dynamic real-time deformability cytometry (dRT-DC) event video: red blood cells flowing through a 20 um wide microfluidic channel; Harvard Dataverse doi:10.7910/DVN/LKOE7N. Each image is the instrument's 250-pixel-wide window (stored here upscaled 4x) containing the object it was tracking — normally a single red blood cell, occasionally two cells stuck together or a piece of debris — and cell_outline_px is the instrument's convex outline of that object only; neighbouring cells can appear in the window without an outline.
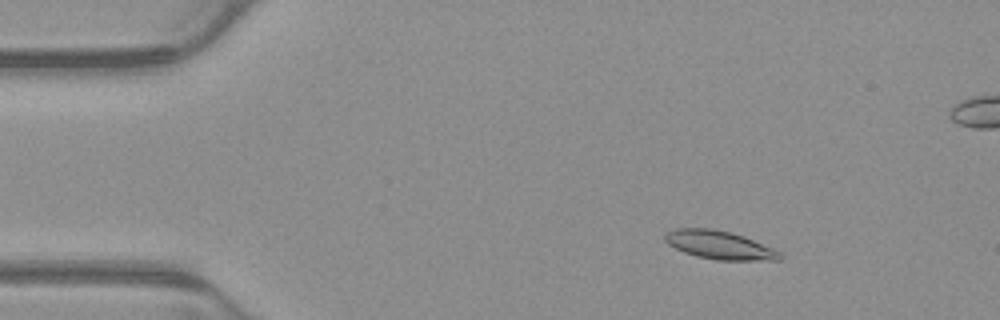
{"species": "common noctule bat (a hibernating species)", "species_latin": "Nyctalus noctula", "temperature_condition": "warm", "stored_images_in_passage": 47, "camera_frame_rate_fps": 3000, "um_per_image_px": 0.085, "animal": {"sex": "male", "body_mass_g": 23.1, "forearm_length_mm": 52.7}, "frame": {"image": 1, "passage_image": 1, "time_ms": 0.0, "image_size_px": [1000, 320], "cell_outline_px": [[784, 256], [780, 260], [716, 260], [696, 256], [684, 252], [668, 244], [664, 240], [664, 236], [668, 232], [676, 228], [712, 228], [732, 232], [744, 236], [772, 248], [780, 252]], "centroid_in_image_um": [61.16, 20.82], "position_along_channel_um": 23.8, "area_um2": 19.02}}
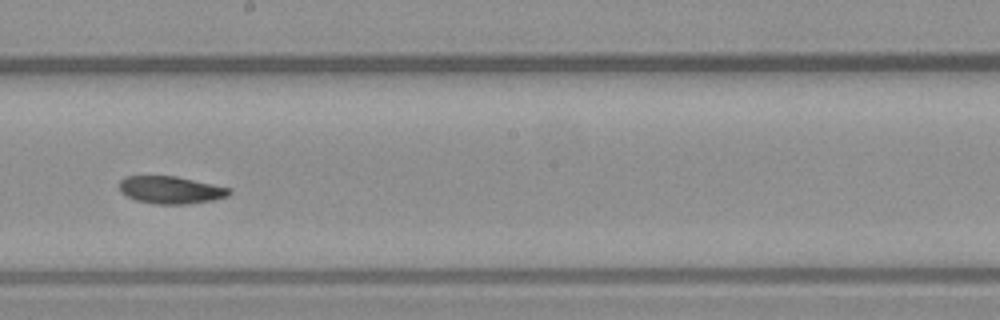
{"frame": {"image": 2, "passage_image": 23, "time_ms": 7.333, "image_size_px": [1000, 320], "cell_outline_px": [[232, 192], [228, 196], [212, 200], [188, 204], [156, 204], [136, 200], [120, 192], [120, 180], [124, 176], [176, 176], [232, 188]], "centroid_in_image_um": [14.53, 16.14], "position_along_channel_um": 233.7, "area_um2": 17.63}}
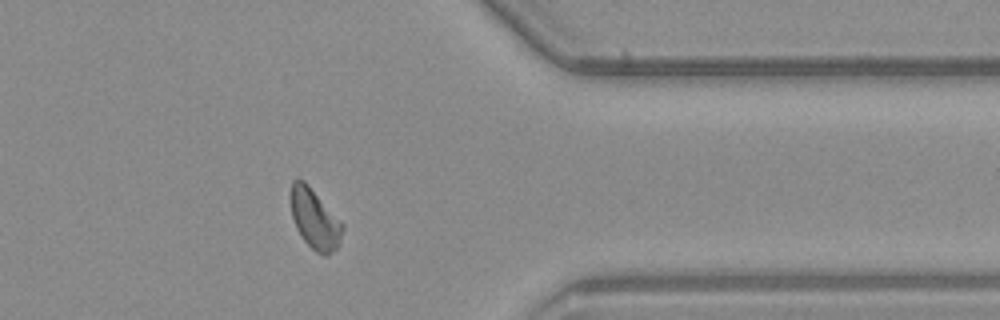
{"frame": {"image": 3, "passage_image": 36, "time_ms": 11.667, "image_size_px": [1000, 320], "cell_outline_px": [[344, 228], [336, 248], [328, 256], [324, 256], [316, 252], [304, 240], [296, 228], [292, 216], [288, 196], [292, 180], [304, 180], [308, 184], [344, 224]], "centroid_in_image_um": [26.72, 18.59], "position_along_channel_um": 384.7, "area_um2": 18.26}, "authors_computed_cell_mechanics": {"area_um2": 18.2648, "velocity_mm_per_s": 3.8584, "shape_relaxation_time_tau1_ms": 5.2627, "shape_relaxation_time_tau2_ms": 11.3652, "deformation_change_tau1": 0.1253, "deformation_change_tau2": 0.1447}}